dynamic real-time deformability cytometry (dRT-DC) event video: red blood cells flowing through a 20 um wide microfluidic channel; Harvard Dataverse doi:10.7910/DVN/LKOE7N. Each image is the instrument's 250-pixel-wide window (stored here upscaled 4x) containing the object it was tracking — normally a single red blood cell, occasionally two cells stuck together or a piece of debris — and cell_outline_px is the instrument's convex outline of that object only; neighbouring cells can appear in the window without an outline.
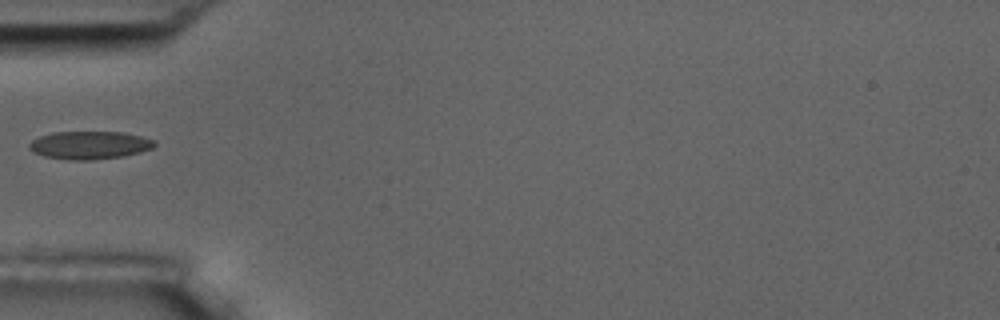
{"species": "common noctule bat (a hibernating species)", "species_latin": "Nyctalus noctula", "temperature_condition": "room temperature", "stored_images_in_passage": 1, "camera_frame_rate_fps": 3000, "um_per_image_px": 0.085, "animal": {"sex": "male", "body_mass_g": 17.5, "forearm_length_mm": 52.3}, "frame": {"image": 1, "passage_image": 1, "time_ms": 0.0, "image_size_px": [1000, 320], "cell_outline_px": [[156, 144], [152, 148], [140, 152], [124, 156], [92, 160], [68, 160], [44, 156], [32, 152], [28, 148], [28, 144], [32, 140], [40, 136], [52, 132], [124, 132], [156, 140]], "centroid_in_image_um": [7.6, 12.34], "position_along_channel_um": 77.4, "area_um2": 20.58}}